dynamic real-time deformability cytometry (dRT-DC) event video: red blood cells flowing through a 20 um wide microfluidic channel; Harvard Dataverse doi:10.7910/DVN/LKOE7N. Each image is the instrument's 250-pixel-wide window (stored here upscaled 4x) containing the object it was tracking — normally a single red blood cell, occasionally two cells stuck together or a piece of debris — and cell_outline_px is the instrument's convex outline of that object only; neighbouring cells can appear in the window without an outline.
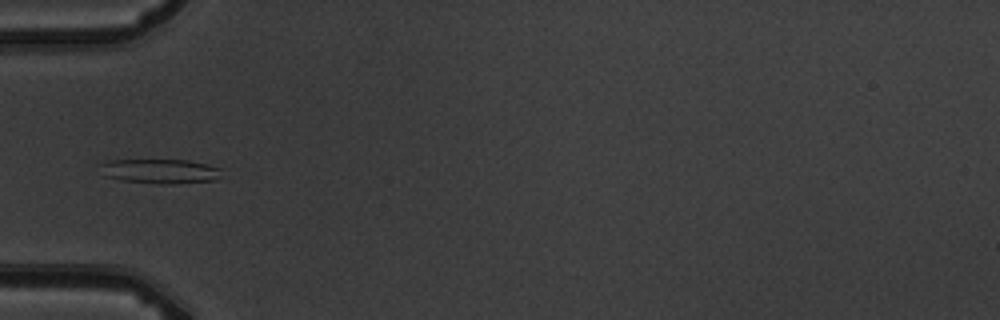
{"species": "common noctule bat (a hibernating species)", "species_latin": "Nyctalus noctula", "temperature_condition": "warm", "stored_images_in_passage": 4, "camera_frame_rate_fps": 3000, "um_per_image_px": 0.085, "animal": {"sex": "male", "body_mass_g": 19.5, "forearm_length_mm": 54.6}, "frame": {"image": 1, "passage_image": 1, "time_ms": 0.0, "image_size_px": [1000, 320], "cell_outline_px": [[220, 176], [212, 180], [172, 184], [164, 184], [120, 180], [104, 176], [100, 164], [108, 160], [188, 160], [220, 168]], "centroid_in_image_um": [13.56, 14.55], "position_along_channel_um": 71.4, "area_um2": 17.11}}
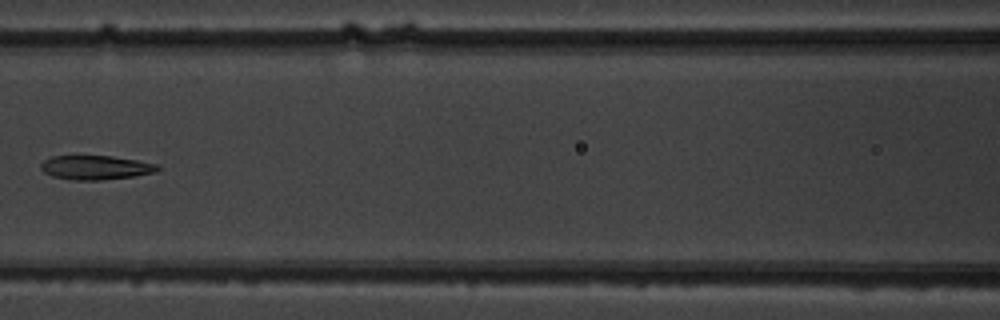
{"frame": {"image": 2, "passage_image": 3, "time_ms": 2.333, "image_size_px": [1000, 320], "cell_outline_px": [[160, 168], [156, 172], [136, 176], [100, 180], [72, 180], [52, 176], [44, 172], [40, 168], [40, 164], [44, 160], [52, 156], [112, 156], [136, 160], [156, 164]], "centroid_in_image_um": [8.12, 14.24], "position_along_channel_um": 158.5, "area_um2": 16.42}}
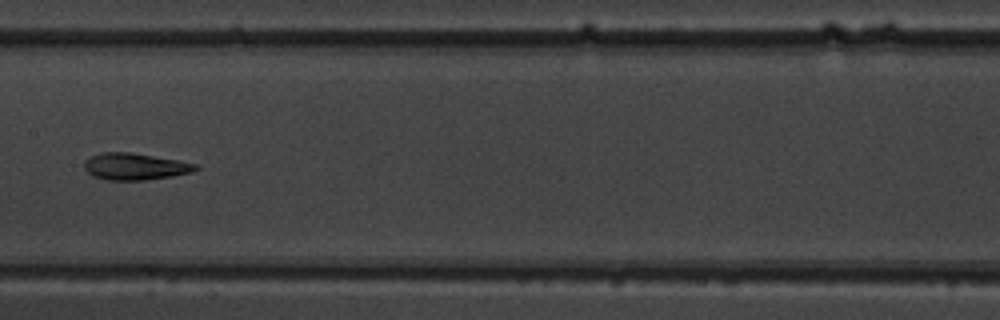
{"frame": {"image": 3, "passage_image": 4, "time_ms": 3.333, "image_size_px": [1000, 320], "cell_outline_px": [[200, 168], [192, 172], [172, 176], [144, 180], [108, 180], [92, 176], [84, 168], [84, 160], [92, 156], [104, 152], [128, 152], [176, 160], [196, 164]], "centroid_in_image_um": [11.45, 14.16], "position_along_channel_um": 195.9, "area_um2": 17.17}}